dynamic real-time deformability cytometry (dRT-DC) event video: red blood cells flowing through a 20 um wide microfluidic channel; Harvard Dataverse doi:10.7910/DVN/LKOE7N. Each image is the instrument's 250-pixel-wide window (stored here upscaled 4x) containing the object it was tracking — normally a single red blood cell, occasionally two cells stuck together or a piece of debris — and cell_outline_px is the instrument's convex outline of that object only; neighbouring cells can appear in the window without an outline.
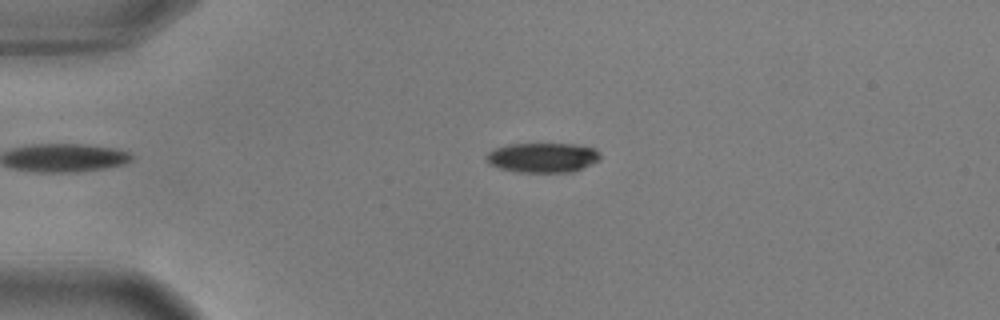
{"species": "common noctule bat (a hibernating species)", "species_latin": "Nyctalus noctula", "temperature_condition": "warm", "stored_images_in_passage": 50, "camera_frame_rate_fps": 3000, "um_per_image_px": 0.085, "animal": {"sex": "male", "body_mass_g": 17.9, "forearm_length_mm": 54.2}, "frame": {"image": 1, "passage_image": 13, "time_ms": 4.0, "image_size_px": [1000, 320], "cell_outline_px": [[600, 160], [572, 172], [516, 172], [500, 168], [488, 164], [484, 156], [488, 152], [496, 148], [508, 144], [576, 144], [596, 148], [600, 152]], "centroid_in_image_um": [46.12, 13.39], "position_along_channel_um": 38.9, "area_um2": 19.88}}
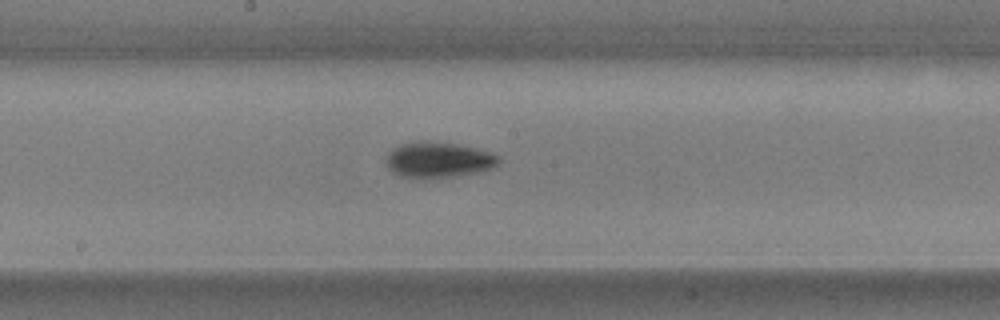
{"frame": {"image": 2, "passage_image": 30, "time_ms": 9.667, "image_size_px": [1000, 320], "cell_outline_px": [[500, 164], [492, 168], [480, 172], [456, 176], [420, 180], [400, 176], [392, 172], [388, 168], [388, 152], [392, 148], [400, 144], [424, 140], [456, 144], [476, 148], [492, 152], [500, 156]], "centroid_in_image_um": [37.29, 13.6], "position_along_channel_um": 210.9, "area_um2": 23.93}}
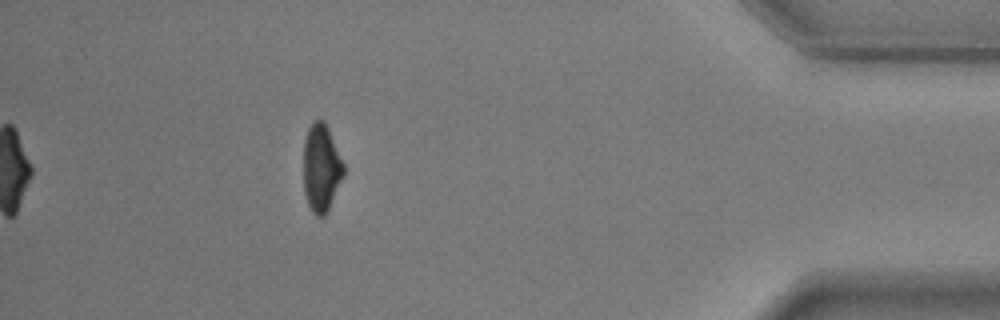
{"frame": {"image": 3, "passage_image": 50, "time_ms": 16.333, "image_size_px": [1000, 320], "cell_outline_px": [[344, 176], [328, 212], [324, 216], [316, 216], [312, 212], [308, 204], [304, 192], [304, 140], [308, 128], [312, 120], [324, 120], [328, 128], [344, 164]], "centroid_in_image_um": [27.31, 14.29], "position_along_channel_um": 407.9, "area_um2": 20.69}, "authors_computed_cell_mechanics": {"area_um2": 21.5883, "velocity_mm_per_s": 3.6631, "shape_relaxation_time_tau1_ms": 2.92, "shape_relaxation_time_tau2_ms": 5.2543, "deformation_change_tau1": 0.1469, "deformation_change_tau2": 0.0888}}